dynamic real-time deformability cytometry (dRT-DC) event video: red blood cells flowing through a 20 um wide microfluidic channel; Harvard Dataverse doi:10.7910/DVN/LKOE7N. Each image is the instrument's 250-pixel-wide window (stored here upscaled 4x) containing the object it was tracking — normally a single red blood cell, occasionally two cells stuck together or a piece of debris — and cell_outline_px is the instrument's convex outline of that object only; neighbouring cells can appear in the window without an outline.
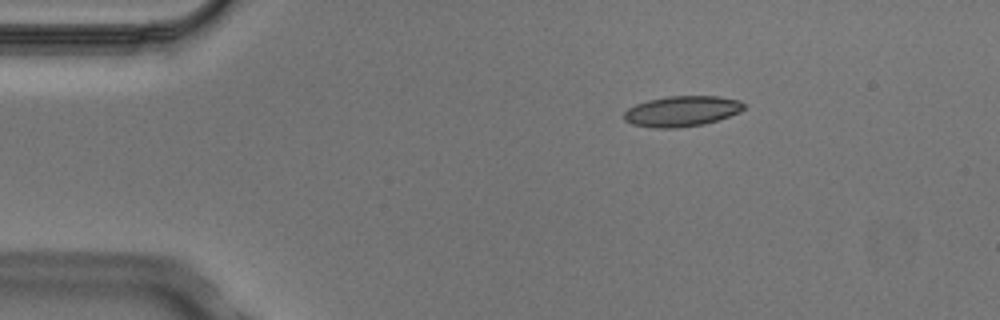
{"species": "Egyptian fruit bat (a non-hibernating species)", "species_latin": "Rousettus aegyptiacus", "temperature_condition": "cold", "stored_images_in_passage": 5, "camera_frame_rate_fps": 3000, "um_per_image_px": 0.085, "animal": {"sex": "male"}, "frame": {"image": 1, "passage_image": 2, "time_ms": 0.333, "image_size_px": [1000, 320], "cell_outline_px": [[748, 104], [740, 112], [704, 124], [676, 128], [652, 128], [632, 124], [624, 120], [624, 112], [628, 108], [636, 104], [648, 100], [668, 96], [720, 96], [740, 100]], "centroid_in_image_um": [57.97, 9.45], "position_along_channel_um": 27.0, "area_um2": 21.44}}
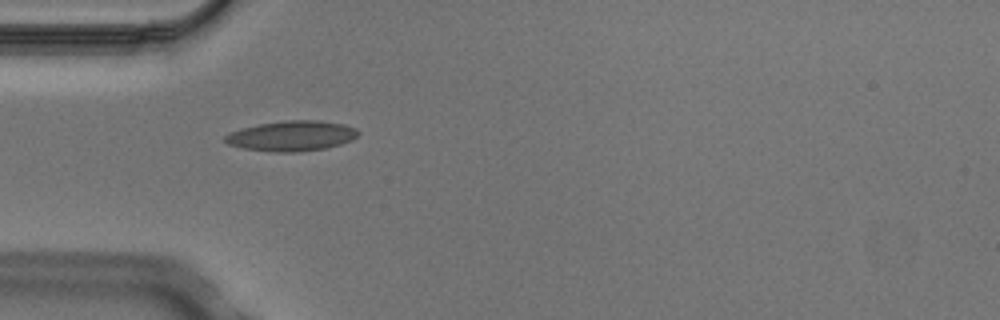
{"frame": {"image": 2, "passage_image": 4, "time_ms": 1.0, "image_size_px": [1000, 320], "cell_outline_px": [[360, 132], [352, 140], [328, 148], [296, 152], [276, 152], [244, 148], [228, 144], [224, 140], [224, 136], [240, 128], [260, 124], [284, 120], [316, 120], [344, 124], [356, 128]], "centroid_in_image_um": [24.81, 11.55], "position_along_channel_um": 60.2, "area_um2": 23.41}}
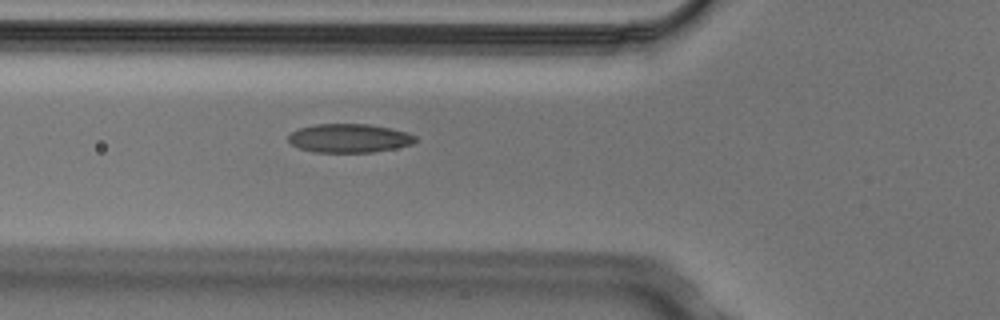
{"frame": {"image": 3, "passage_image": 5, "time_ms": 1.333, "image_size_px": [1000, 320], "cell_outline_px": [[416, 140], [412, 144], [372, 152], [312, 152], [300, 148], [292, 144], [288, 140], [288, 136], [292, 132], [300, 128], [316, 124], [368, 124], [388, 128], [404, 132], [416, 136]], "centroid_in_image_um": [29.64, 11.75], "position_along_channel_um": 96.2, "area_um2": 20.92}}